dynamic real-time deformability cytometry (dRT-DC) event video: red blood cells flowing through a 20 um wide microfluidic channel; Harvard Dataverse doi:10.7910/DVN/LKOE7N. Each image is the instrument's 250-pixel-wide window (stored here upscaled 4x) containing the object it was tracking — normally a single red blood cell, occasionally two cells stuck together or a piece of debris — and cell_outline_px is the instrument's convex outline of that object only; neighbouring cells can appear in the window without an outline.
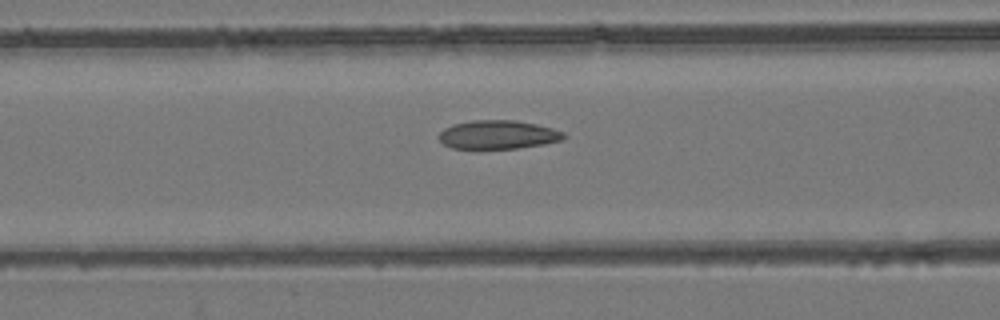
{"species": "common noctule bat (a hibernating species)", "species_latin": "Nyctalus noctula", "temperature_condition": "room temperature", "stored_images_in_passage": 37, "camera_frame_rate_fps": 3000, "um_per_image_px": 0.085, "animal": {"sex": "female", "body_mass_g": 24.6, "forearm_length_mm": 56.2}, "frame": {"image": 1, "passage_image": 14, "time_ms": 4.333, "image_size_px": [1000, 320], "cell_outline_px": [[568, 136], [564, 140], [544, 144], [516, 148], [476, 152], [452, 148], [444, 144], [436, 136], [444, 128], [452, 124], [472, 120], [516, 120], [536, 124], [552, 128], [564, 132]], "centroid_in_image_um": [42.28, 11.49], "position_along_channel_um": 124.3, "area_um2": 21.91}}
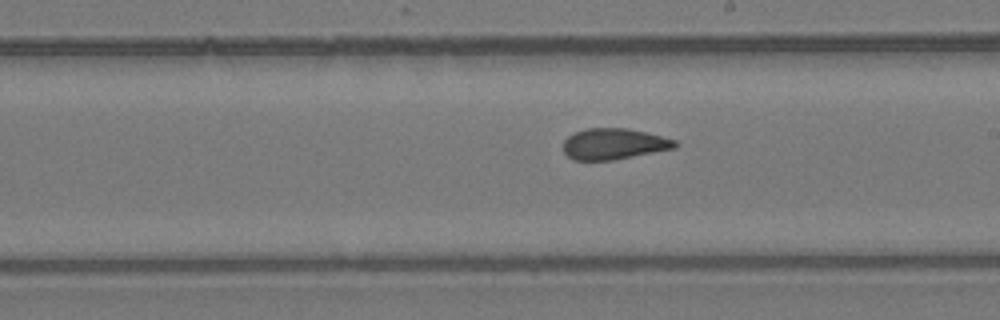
{"frame": {"image": 2, "passage_image": 23, "time_ms": 7.333, "image_size_px": [1000, 320], "cell_outline_px": [[680, 144], [676, 148], [612, 160], [572, 160], [564, 152], [564, 140], [568, 136], [576, 132], [588, 128], [628, 128], [676, 140]], "centroid_in_image_um": [52.19, 12.23], "position_along_channel_um": 236.8, "area_um2": 20.11}}
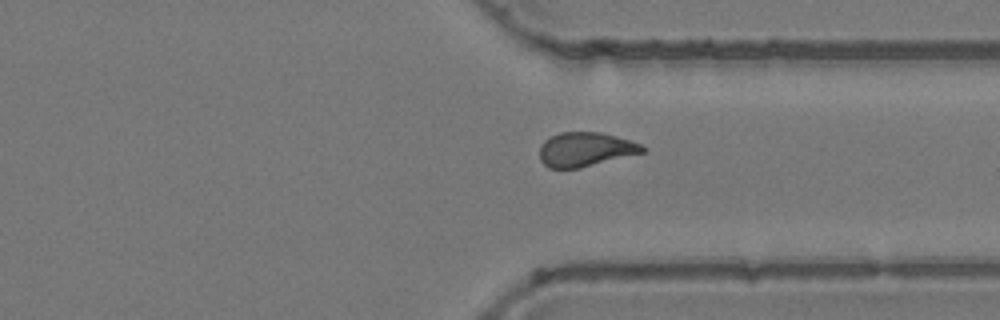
{"frame": {"image": 3, "passage_image": 33, "time_ms": 10.667, "image_size_px": [1000, 320], "cell_outline_px": [[648, 148], [644, 152], [580, 168], [548, 168], [540, 160], [540, 144], [544, 140], [560, 132], [600, 132], [616, 136], [640, 144]], "centroid_in_image_um": [49.74, 12.7], "position_along_channel_um": 361.7, "area_um2": 20.46}}